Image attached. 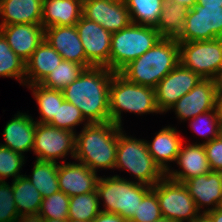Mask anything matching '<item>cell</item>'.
<instances>
[{
	"instance_id": "6da1fadb",
	"label": "cell",
	"mask_w": 222,
	"mask_h": 222,
	"mask_svg": "<svg viewBox=\"0 0 222 222\" xmlns=\"http://www.w3.org/2000/svg\"><path fill=\"white\" fill-rule=\"evenodd\" d=\"M115 72L91 67L62 90L64 99L81 111L88 123L110 121L109 87Z\"/></svg>"
},
{
	"instance_id": "7a4b0ae2",
	"label": "cell",
	"mask_w": 222,
	"mask_h": 222,
	"mask_svg": "<svg viewBox=\"0 0 222 222\" xmlns=\"http://www.w3.org/2000/svg\"><path fill=\"white\" fill-rule=\"evenodd\" d=\"M121 128L111 121L86 122L80 134L76 135L74 158L94 172L99 168L113 169Z\"/></svg>"
},
{
	"instance_id": "3957f363",
	"label": "cell",
	"mask_w": 222,
	"mask_h": 222,
	"mask_svg": "<svg viewBox=\"0 0 222 222\" xmlns=\"http://www.w3.org/2000/svg\"><path fill=\"white\" fill-rule=\"evenodd\" d=\"M179 63L178 41L162 37L151 49L130 62L119 73L130 82L155 88Z\"/></svg>"
},
{
	"instance_id": "277c9868",
	"label": "cell",
	"mask_w": 222,
	"mask_h": 222,
	"mask_svg": "<svg viewBox=\"0 0 222 222\" xmlns=\"http://www.w3.org/2000/svg\"><path fill=\"white\" fill-rule=\"evenodd\" d=\"M135 114L161 113L156 104L155 90L128 81L120 73H114L109 87L110 121L121 127V112Z\"/></svg>"
},
{
	"instance_id": "5b68a950",
	"label": "cell",
	"mask_w": 222,
	"mask_h": 222,
	"mask_svg": "<svg viewBox=\"0 0 222 222\" xmlns=\"http://www.w3.org/2000/svg\"><path fill=\"white\" fill-rule=\"evenodd\" d=\"M161 38L155 27L133 23L112 33L109 69L119 73L126 65L151 49Z\"/></svg>"
},
{
	"instance_id": "8992f818",
	"label": "cell",
	"mask_w": 222,
	"mask_h": 222,
	"mask_svg": "<svg viewBox=\"0 0 222 222\" xmlns=\"http://www.w3.org/2000/svg\"><path fill=\"white\" fill-rule=\"evenodd\" d=\"M151 188L149 185L114 175L107 178L100 177L96 191L98 199L104 201L105 208L101 210L102 212L115 213L129 221Z\"/></svg>"
},
{
	"instance_id": "52a82bcc",
	"label": "cell",
	"mask_w": 222,
	"mask_h": 222,
	"mask_svg": "<svg viewBox=\"0 0 222 222\" xmlns=\"http://www.w3.org/2000/svg\"><path fill=\"white\" fill-rule=\"evenodd\" d=\"M114 168L130 171L138 183L151 187L166 175L148 152L145 140L127 136L122 128L119 130Z\"/></svg>"
},
{
	"instance_id": "ba28073f",
	"label": "cell",
	"mask_w": 222,
	"mask_h": 222,
	"mask_svg": "<svg viewBox=\"0 0 222 222\" xmlns=\"http://www.w3.org/2000/svg\"><path fill=\"white\" fill-rule=\"evenodd\" d=\"M178 44L180 63L202 79H214L222 71V38Z\"/></svg>"
},
{
	"instance_id": "9c48e42d",
	"label": "cell",
	"mask_w": 222,
	"mask_h": 222,
	"mask_svg": "<svg viewBox=\"0 0 222 222\" xmlns=\"http://www.w3.org/2000/svg\"><path fill=\"white\" fill-rule=\"evenodd\" d=\"M152 188L156 192L164 218L175 222H192L201 214L184 183L165 175Z\"/></svg>"
},
{
	"instance_id": "30bf717a",
	"label": "cell",
	"mask_w": 222,
	"mask_h": 222,
	"mask_svg": "<svg viewBox=\"0 0 222 222\" xmlns=\"http://www.w3.org/2000/svg\"><path fill=\"white\" fill-rule=\"evenodd\" d=\"M222 38V6L195 4L187 12L185 29L176 39L192 42Z\"/></svg>"
},
{
	"instance_id": "8fae6325",
	"label": "cell",
	"mask_w": 222,
	"mask_h": 222,
	"mask_svg": "<svg viewBox=\"0 0 222 222\" xmlns=\"http://www.w3.org/2000/svg\"><path fill=\"white\" fill-rule=\"evenodd\" d=\"M75 142V132L36 122L32 151L37 155L36 160L57 162L58 158H65L69 152L74 158Z\"/></svg>"
},
{
	"instance_id": "7c38bea8",
	"label": "cell",
	"mask_w": 222,
	"mask_h": 222,
	"mask_svg": "<svg viewBox=\"0 0 222 222\" xmlns=\"http://www.w3.org/2000/svg\"><path fill=\"white\" fill-rule=\"evenodd\" d=\"M202 78L179 63L154 88L156 104L161 113L170 110Z\"/></svg>"
},
{
	"instance_id": "4fadbf2b",
	"label": "cell",
	"mask_w": 222,
	"mask_h": 222,
	"mask_svg": "<svg viewBox=\"0 0 222 222\" xmlns=\"http://www.w3.org/2000/svg\"><path fill=\"white\" fill-rule=\"evenodd\" d=\"M75 26L82 42L86 59L94 67H107L109 69L112 33L83 15Z\"/></svg>"
},
{
	"instance_id": "5bb4252c",
	"label": "cell",
	"mask_w": 222,
	"mask_h": 222,
	"mask_svg": "<svg viewBox=\"0 0 222 222\" xmlns=\"http://www.w3.org/2000/svg\"><path fill=\"white\" fill-rule=\"evenodd\" d=\"M82 15L111 33L120 31L132 24L130 12L124 0H83Z\"/></svg>"
},
{
	"instance_id": "9a60e30c",
	"label": "cell",
	"mask_w": 222,
	"mask_h": 222,
	"mask_svg": "<svg viewBox=\"0 0 222 222\" xmlns=\"http://www.w3.org/2000/svg\"><path fill=\"white\" fill-rule=\"evenodd\" d=\"M170 109L175 110L177 118L184 121L217 109L214 79H201L194 88L182 96Z\"/></svg>"
},
{
	"instance_id": "2e32d148",
	"label": "cell",
	"mask_w": 222,
	"mask_h": 222,
	"mask_svg": "<svg viewBox=\"0 0 222 222\" xmlns=\"http://www.w3.org/2000/svg\"><path fill=\"white\" fill-rule=\"evenodd\" d=\"M44 39L62 56L63 60L82 64L86 69L94 67L86 59L75 25L45 28Z\"/></svg>"
},
{
	"instance_id": "e0dca14e",
	"label": "cell",
	"mask_w": 222,
	"mask_h": 222,
	"mask_svg": "<svg viewBox=\"0 0 222 222\" xmlns=\"http://www.w3.org/2000/svg\"><path fill=\"white\" fill-rule=\"evenodd\" d=\"M0 33L13 52L26 63L44 40L45 29L41 24H13L0 26Z\"/></svg>"
},
{
	"instance_id": "ac0fdd59",
	"label": "cell",
	"mask_w": 222,
	"mask_h": 222,
	"mask_svg": "<svg viewBox=\"0 0 222 222\" xmlns=\"http://www.w3.org/2000/svg\"><path fill=\"white\" fill-rule=\"evenodd\" d=\"M82 163H65L58 165L59 190L69 197L96 191L99 176Z\"/></svg>"
},
{
	"instance_id": "d6986e66",
	"label": "cell",
	"mask_w": 222,
	"mask_h": 222,
	"mask_svg": "<svg viewBox=\"0 0 222 222\" xmlns=\"http://www.w3.org/2000/svg\"><path fill=\"white\" fill-rule=\"evenodd\" d=\"M184 184L199 211L204 205H208V209L202 211L203 213L218 208L222 199L221 171H210L206 174L190 178ZM210 205L211 207L209 208Z\"/></svg>"
},
{
	"instance_id": "ffe728a7",
	"label": "cell",
	"mask_w": 222,
	"mask_h": 222,
	"mask_svg": "<svg viewBox=\"0 0 222 222\" xmlns=\"http://www.w3.org/2000/svg\"><path fill=\"white\" fill-rule=\"evenodd\" d=\"M182 170H168L166 176L174 181L184 183L190 178L206 174L211 171L203 143L180 146L176 158Z\"/></svg>"
},
{
	"instance_id": "44dd1931",
	"label": "cell",
	"mask_w": 222,
	"mask_h": 222,
	"mask_svg": "<svg viewBox=\"0 0 222 222\" xmlns=\"http://www.w3.org/2000/svg\"><path fill=\"white\" fill-rule=\"evenodd\" d=\"M6 124L3 136L5 143L1 146L23 154L33 149L36 122L26 113H17Z\"/></svg>"
},
{
	"instance_id": "7402d4cb",
	"label": "cell",
	"mask_w": 222,
	"mask_h": 222,
	"mask_svg": "<svg viewBox=\"0 0 222 222\" xmlns=\"http://www.w3.org/2000/svg\"><path fill=\"white\" fill-rule=\"evenodd\" d=\"M63 60L44 39L25 63V85L40 84Z\"/></svg>"
},
{
	"instance_id": "603a6c76",
	"label": "cell",
	"mask_w": 222,
	"mask_h": 222,
	"mask_svg": "<svg viewBox=\"0 0 222 222\" xmlns=\"http://www.w3.org/2000/svg\"><path fill=\"white\" fill-rule=\"evenodd\" d=\"M43 0H0V26L41 24Z\"/></svg>"
},
{
	"instance_id": "cb8c5ba5",
	"label": "cell",
	"mask_w": 222,
	"mask_h": 222,
	"mask_svg": "<svg viewBox=\"0 0 222 222\" xmlns=\"http://www.w3.org/2000/svg\"><path fill=\"white\" fill-rule=\"evenodd\" d=\"M83 0H43V28L51 26H72L82 16Z\"/></svg>"
},
{
	"instance_id": "d4e9b609",
	"label": "cell",
	"mask_w": 222,
	"mask_h": 222,
	"mask_svg": "<svg viewBox=\"0 0 222 222\" xmlns=\"http://www.w3.org/2000/svg\"><path fill=\"white\" fill-rule=\"evenodd\" d=\"M145 142L155 163L166 174L170 170L168 162L176 161L180 146L183 143L176 128L166 126L156 134L152 142Z\"/></svg>"
},
{
	"instance_id": "484cf974",
	"label": "cell",
	"mask_w": 222,
	"mask_h": 222,
	"mask_svg": "<svg viewBox=\"0 0 222 222\" xmlns=\"http://www.w3.org/2000/svg\"><path fill=\"white\" fill-rule=\"evenodd\" d=\"M188 10L184 5L165 0L155 29L164 38L177 39L185 29Z\"/></svg>"
},
{
	"instance_id": "4316f807",
	"label": "cell",
	"mask_w": 222,
	"mask_h": 222,
	"mask_svg": "<svg viewBox=\"0 0 222 222\" xmlns=\"http://www.w3.org/2000/svg\"><path fill=\"white\" fill-rule=\"evenodd\" d=\"M12 190L19 216L38 214L42 196L25 175L13 180Z\"/></svg>"
},
{
	"instance_id": "83f0119b",
	"label": "cell",
	"mask_w": 222,
	"mask_h": 222,
	"mask_svg": "<svg viewBox=\"0 0 222 222\" xmlns=\"http://www.w3.org/2000/svg\"><path fill=\"white\" fill-rule=\"evenodd\" d=\"M58 163L60 162L36 160L32 175H25L41 194L42 198L60 191L57 177Z\"/></svg>"
},
{
	"instance_id": "f1b7e54d",
	"label": "cell",
	"mask_w": 222,
	"mask_h": 222,
	"mask_svg": "<svg viewBox=\"0 0 222 222\" xmlns=\"http://www.w3.org/2000/svg\"><path fill=\"white\" fill-rule=\"evenodd\" d=\"M165 0H124L133 24L156 27Z\"/></svg>"
},
{
	"instance_id": "f546056e",
	"label": "cell",
	"mask_w": 222,
	"mask_h": 222,
	"mask_svg": "<svg viewBox=\"0 0 222 222\" xmlns=\"http://www.w3.org/2000/svg\"><path fill=\"white\" fill-rule=\"evenodd\" d=\"M86 68L79 63L62 60L40 83L45 88L62 91L76 80Z\"/></svg>"
},
{
	"instance_id": "4dcf8cb0",
	"label": "cell",
	"mask_w": 222,
	"mask_h": 222,
	"mask_svg": "<svg viewBox=\"0 0 222 222\" xmlns=\"http://www.w3.org/2000/svg\"><path fill=\"white\" fill-rule=\"evenodd\" d=\"M28 86L39 106L41 119L38 123H49L56 115L59 105L65 100L62 91L45 88L40 84Z\"/></svg>"
},
{
	"instance_id": "1f68e13d",
	"label": "cell",
	"mask_w": 222,
	"mask_h": 222,
	"mask_svg": "<svg viewBox=\"0 0 222 222\" xmlns=\"http://www.w3.org/2000/svg\"><path fill=\"white\" fill-rule=\"evenodd\" d=\"M97 191L70 197L68 218L91 222L100 212Z\"/></svg>"
},
{
	"instance_id": "d6a6232c",
	"label": "cell",
	"mask_w": 222,
	"mask_h": 222,
	"mask_svg": "<svg viewBox=\"0 0 222 222\" xmlns=\"http://www.w3.org/2000/svg\"><path fill=\"white\" fill-rule=\"evenodd\" d=\"M0 76L12 77L25 85V62L13 52L0 33Z\"/></svg>"
},
{
	"instance_id": "836d02e7",
	"label": "cell",
	"mask_w": 222,
	"mask_h": 222,
	"mask_svg": "<svg viewBox=\"0 0 222 222\" xmlns=\"http://www.w3.org/2000/svg\"><path fill=\"white\" fill-rule=\"evenodd\" d=\"M190 128L200 136L207 138L206 142L218 138L221 135V121L218 109H213L190 119Z\"/></svg>"
},
{
	"instance_id": "e575fe53",
	"label": "cell",
	"mask_w": 222,
	"mask_h": 222,
	"mask_svg": "<svg viewBox=\"0 0 222 222\" xmlns=\"http://www.w3.org/2000/svg\"><path fill=\"white\" fill-rule=\"evenodd\" d=\"M70 197L62 191L53 193L51 196L42 198L38 214L42 218L67 220Z\"/></svg>"
},
{
	"instance_id": "d590c367",
	"label": "cell",
	"mask_w": 222,
	"mask_h": 222,
	"mask_svg": "<svg viewBox=\"0 0 222 222\" xmlns=\"http://www.w3.org/2000/svg\"><path fill=\"white\" fill-rule=\"evenodd\" d=\"M82 122L85 123V119L81 111L74 104L64 100L59 105L56 115L48 123L56 128L74 131V127Z\"/></svg>"
},
{
	"instance_id": "8d00e7d4",
	"label": "cell",
	"mask_w": 222,
	"mask_h": 222,
	"mask_svg": "<svg viewBox=\"0 0 222 222\" xmlns=\"http://www.w3.org/2000/svg\"><path fill=\"white\" fill-rule=\"evenodd\" d=\"M162 217L156 192L151 188L144 195L137 211L128 222H154Z\"/></svg>"
},
{
	"instance_id": "74e56055",
	"label": "cell",
	"mask_w": 222,
	"mask_h": 222,
	"mask_svg": "<svg viewBox=\"0 0 222 222\" xmlns=\"http://www.w3.org/2000/svg\"><path fill=\"white\" fill-rule=\"evenodd\" d=\"M23 154L13 151L7 147L0 145V179L5 181V178H16L23 176L19 174L25 160Z\"/></svg>"
},
{
	"instance_id": "f35d334b",
	"label": "cell",
	"mask_w": 222,
	"mask_h": 222,
	"mask_svg": "<svg viewBox=\"0 0 222 222\" xmlns=\"http://www.w3.org/2000/svg\"><path fill=\"white\" fill-rule=\"evenodd\" d=\"M19 213L14 201V193L6 181L0 183V222H16Z\"/></svg>"
},
{
	"instance_id": "ab89813d",
	"label": "cell",
	"mask_w": 222,
	"mask_h": 222,
	"mask_svg": "<svg viewBox=\"0 0 222 222\" xmlns=\"http://www.w3.org/2000/svg\"><path fill=\"white\" fill-rule=\"evenodd\" d=\"M211 171H222V136L203 144Z\"/></svg>"
},
{
	"instance_id": "60d3db41",
	"label": "cell",
	"mask_w": 222,
	"mask_h": 222,
	"mask_svg": "<svg viewBox=\"0 0 222 222\" xmlns=\"http://www.w3.org/2000/svg\"><path fill=\"white\" fill-rule=\"evenodd\" d=\"M91 222H128L115 213L100 212Z\"/></svg>"
},
{
	"instance_id": "b9f144b4",
	"label": "cell",
	"mask_w": 222,
	"mask_h": 222,
	"mask_svg": "<svg viewBox=\"0 0 222 222\" xmlns=\"http://www.w3.org/2000/svg\"><path fill=\"white\" fill-rule=\"evenodd\" d=\"M16 222H43V218L39 214L21 215Z\"/></svg>"
},
{
	"instance_id": "7bdbcfd3",
	"label": "cell",
	"mask_w": 222,
	"mask_h": 222,
	"mask_svg": "<svg viewBox=\"0 0 222 222\" xmlns=\"http://www.w3.org/2000/svg\"><path fill=\"white\" fill-rule=\"evenodd\" d=\"M206 214L213 222H222V210L219 208L207 211Z\"/></svg>"
},
{
	"instance_id": "ee69618b",
	"label": "cell",
	"mask_w": 222,
	"mask_h": 222,
	"mask_svg": "<svg viewBox=\"0 0 222 222\" xmlns=\"http://www.w3.org/2000/svg\"><path fill=\"white\" fill-rule=\"evenodd\" d=\"M216 97H222V71L214 77Z\"/></svg>"
},
{
	"instance_id": "f6af8a7d",
	"label": "cell",
	"mask_w": 222,
	"mask_h": 222,
	"mask_svg": "<svg viewBox=\"0 0 222 222\" xmlns=\"http://www.w3.org/2000/svg\"><path fill=\"white\" fill-rule=\"evenodd\" d=\"M196 4L222 6V0H196Z\"/></svg>"
},
{
	"instance_id": "bcb514c9",
	"label": "cell",
	"mask_w": 222,
	"mask_h": 222,
	"mask_svg": "<svg viewBox=\"0 0 222 222\" xmlns=\"http://www.w3.org/2000/svg\"><path fill=\"white\" fill-rule=\"evenodd\" d=\"M172 2H177L178 4L186 6L188 9L193 8L196 4V0H169Z\"/></svg>"
},
{
	"instance_id": "7dc6e473",
	"label": "cell",
	"mask_w": 222,
	"mask_h": 222,
	"mask_svg": "<svg viewBox=\"0 0 222 222\" xmlns=\"http://www.w3.org/2000/svg\"><path fill=\"white\" fill-rule=\"evenodd\" d=\"M192 222H213L206 213H201Z\"/></svg>"
},
{
	"instance_id": "c3c4849f",
	"label": "cell",
	"mask_w": 222,
	"mask_h": 222,
	"mask_svg": "<svg viewBox=\"0 0 222 222\" xmlns=\"http://www.w3.org/2000/svg\"><path fill=\"white\" fill-rule=\"evenodd\" d=\"M216 98H217V109H218L220 121L222 124V97H216Z\"/></svg>"
},
{
	"instance_id": "681fc988",
	"label": "cell",
	"mask_w": 222,
	"mask_h": 222,
	"mask_svg": "<svg viewBox=\"0 0 222 222\" xmlns=\"http://www.w3.org/2000/svg\"><path fill=\"white\" fill-rule=\"evenodd\" d=\"M43 222H66V220H56V219L43 218Z\"/></svg>"
},
{
	"instance_id": "f907efd6",
	"label": "cell",
	"mask_w": 222,
	"mask_h": 222,
	"mask_svg": "<svg viewBox=\"0 0 222 222\" xmlns=\"http://www.w3.org/2000/svg\"><path fill=\"white\" fill-rule=\"evenodd\" d=\"M154 222H175V221H172L171 219L162 217Z\"/></svg>"
},
{
	"instance_id": "816d5d0a",
	"label": "cell",
	"mask_w": 222,
	"mask_h": 222,
	"mask_svg": "<svg viewBox=\"0 0 222 222\" xmlns=\"http://www.w3.org/2000/svg\"><path fill=\"white\" fill-rule=\"evenodd\" d=\"M66 222H85V221H82V220H75V219H67Z\"/></svg>"
},
{
	"instance_id": "f5cc1de1",
	"label": "cell",
	"mask_w": 222,
	"mask_h": 222,
	"mask_svg": "<svg viewBox=\"0 0 222 222\" xmlns=\"http://www.w3.org/2000/svg\"><path fill=\"white\" fill-rule=\"evenodd\" d=\"M218 208H219L220 210H222V199H221V202H220Z\"/></svg>"
},
{
	"instance_id": "db71d44e",
	"label": "cell",
	"mask_w": 222,
	"mask_h": 222,
	"mask_svg": "<svg viewBox=\"0 0 222 222\" xmlns=\"http://www.w3.org/2000/svg\"><path fill=\"white\" fill-rule=\"evenodd\" d=\"M108 1H113V2H116V1H122V0H108Z\"/></svg>"
}]
</instances>
